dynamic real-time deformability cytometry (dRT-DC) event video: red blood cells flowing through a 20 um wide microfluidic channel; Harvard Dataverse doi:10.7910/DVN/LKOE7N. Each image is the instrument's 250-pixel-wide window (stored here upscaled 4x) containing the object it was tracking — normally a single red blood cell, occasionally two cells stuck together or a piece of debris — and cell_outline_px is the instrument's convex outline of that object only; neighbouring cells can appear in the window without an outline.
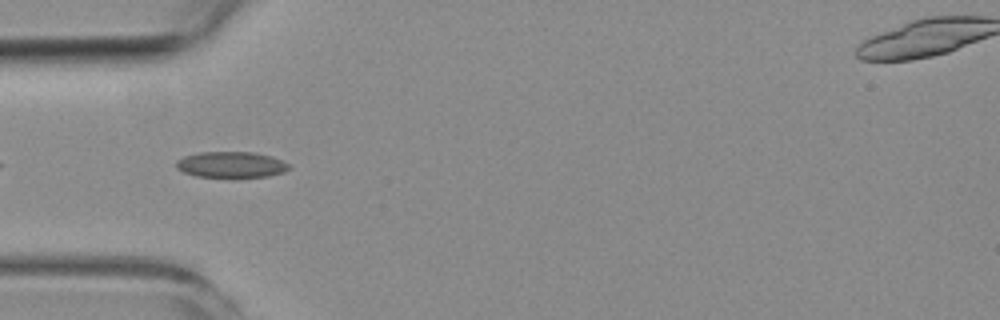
{"species": "common noctule bat (a hibernating species)", "species_latin": "Nyctalus noctula", "temperature_condition": "room temperature", "stored_images_in_passage": 3, "camera_frame_rate_fps": 3000, "um_per_image_px": 0.085, "animal": {"sex": "female", "body_mass_g": 19.3, "forearm_length_mm": 54.1}, "frame": {"image": 1, "passage_image": 2, "time_ms": 1.333, "image_size_px": [1000, 320], "cell_outline_px": [[288, 168], [284, 172], [268, 176], [196, 176], [184, 172], [176, 168], [176, 160], [184, 156], [200, 152], [252, 152], [272, 156], [288, 164]], "centroid_in_image_um": [19.61, 13.97], "position_along_channel_um": 65.4, "area_um2": 16.7}}
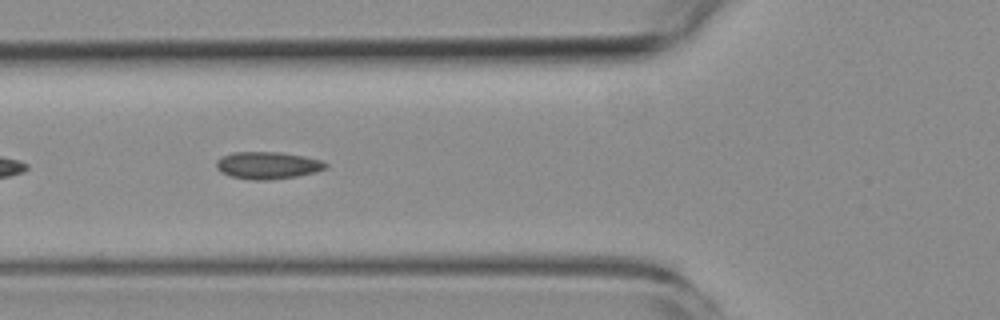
{"frame": {"image": 2, "passage_image": 3, "time_ms": 2.333, "image_size_px": [1000, 320], "cell_outline_px": [[328, 164], [324, 168], [316, 172], [296, 176], [268, 180], [248, 180], [232, 176], [220, 172], [216, 168], [216, 160], [232, 152], [280, 152], [304, 156], [320, 160]], "centroid_in_image_um": [22.72, 14.05], "position_along_channel_um": 103.1, "area_um2": 17.28}}